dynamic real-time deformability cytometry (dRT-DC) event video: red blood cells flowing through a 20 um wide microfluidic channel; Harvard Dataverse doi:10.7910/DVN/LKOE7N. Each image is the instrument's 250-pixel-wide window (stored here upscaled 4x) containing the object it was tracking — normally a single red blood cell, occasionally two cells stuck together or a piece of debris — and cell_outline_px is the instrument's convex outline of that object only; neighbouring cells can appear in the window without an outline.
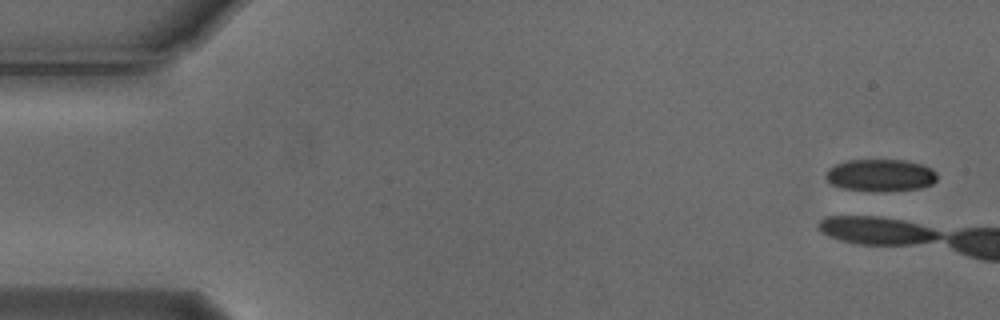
{"species": "Egyptian fruit bat (a non-hibernating species)", "species_latin": "Rousettus aegyptiacus", "temperature_condition": "cold", "stored_images_in_passage": 4, "camera_frame_rate_fps": 3000, "um_per_image_px": 0.085, "animal": {"sex": "male"}, "frame": {"image": 1, "passage_image": 1, "time_ms": 0.0, "image_size_px": [1000, 320], "cell_outline_px": [[936, 180], [932, 184], [920, 188], [884, 192], [844, 188], [832, 184], [824, 176], [828, 168], [836, 164], [848, 160], [904, 160], [920, 164], [932, 168], [936, 172]], "centroid_in_image_um": [74.85, 14.9], "position_along_channel_um": 10.2, "area_um2": 20.87}}